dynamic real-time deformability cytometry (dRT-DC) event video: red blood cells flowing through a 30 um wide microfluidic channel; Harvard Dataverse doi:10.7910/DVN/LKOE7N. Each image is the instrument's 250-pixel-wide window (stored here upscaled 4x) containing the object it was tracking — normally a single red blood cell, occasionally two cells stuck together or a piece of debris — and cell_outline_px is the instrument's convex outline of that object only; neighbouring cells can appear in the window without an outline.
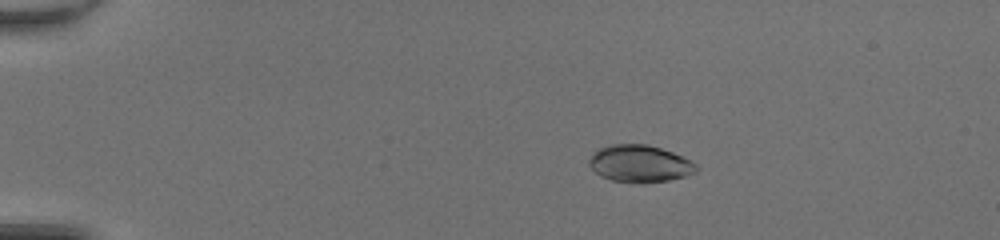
{"species": "common noctule bat (a hibernating species)", "species_latin": "Nyctalus noctula", "temperature_condition": "room temperature", "stored_images_in_passage": 51, "camera_frame_rate_fps": 3000, "um_per_image_px": 0.085, "animal": {"sex": "female", "body_mass_g": 20.0, "forearm_length_mm": 54.0}, "frame": {"image": 1, "passage_image": 11, "time_ms": 3.333, "image_size_px": [1000, 240], "cell_outline_px": [[700, 168], [696, 172], [688, 176], [668, 180], [644, 184], [636, 184], [612, 180], [600, 176], [588, 164], [588, 160], [592, 152], [600, 148], [612, 144], [648, 144], [672, 152], [692, 160]], "centroid_in_image_um": [54.4, 13.92], "position_along_channel_um": 30.6, "area_um2": 23.64}}
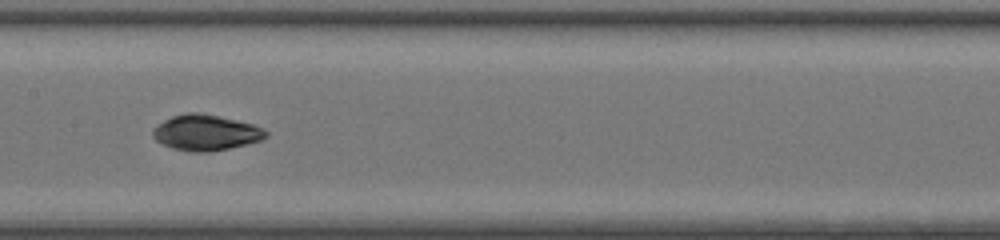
{"frame": {"image": 2, "passage_image": 28, "time_ms": 9.0, "image_size_px": [1000, 240], "cell_outline_px": [[268, 136], [260, 140], [228, 148], [208, 152], [192, 152], [172, 148], [156, 140], [152, 136], [152, 128], [164, 120], [172, 116], [184, 112], [200, 112], [220, 116], [252, 124], [264, 128], [268, 132]], "centroid_in_image_um": [17.47, 11.25], "position_along_channel_um": 189.9, "area_um2": 23.52}}
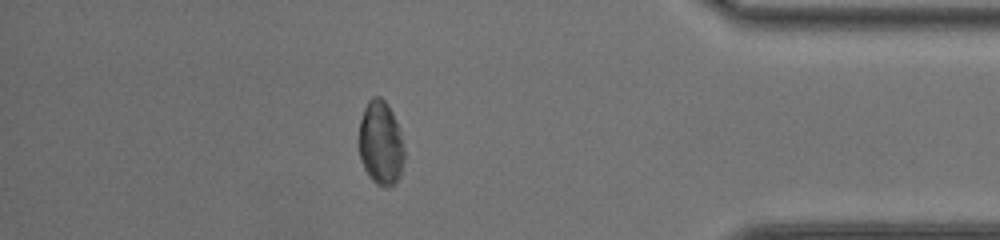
{"frame": {"image": 3, "passage_image": 45, "time_ms": 14.667, "image_size_px": [1000, 240], "cell_outline_px": [[404, 160], [400, 176], [396, 184], [388, 188], [384, 188], [376, 184], [368, 176], [360, 160], [360, 120], [364, 108], [368, 100], [372, 96], [380, 96], [388, 104], [392, 112], [404, 148]], "centroid_in_image_um": [32.36, 12.2], "position_along_channel_um": 402.8, "area_um2": 22.25}, "authors_computed_cell_mechanics": {"area_um2": 23.5246, "velocity_mm_per_s": 4.2745, "shape_relaxation_time_tau1_ms": 3.8927, "shape_relaxation_time_tau2_ms": 5.6911, "deformation_change_tau1": 0.1539, "deformation_change_tau2": 0.0693}}